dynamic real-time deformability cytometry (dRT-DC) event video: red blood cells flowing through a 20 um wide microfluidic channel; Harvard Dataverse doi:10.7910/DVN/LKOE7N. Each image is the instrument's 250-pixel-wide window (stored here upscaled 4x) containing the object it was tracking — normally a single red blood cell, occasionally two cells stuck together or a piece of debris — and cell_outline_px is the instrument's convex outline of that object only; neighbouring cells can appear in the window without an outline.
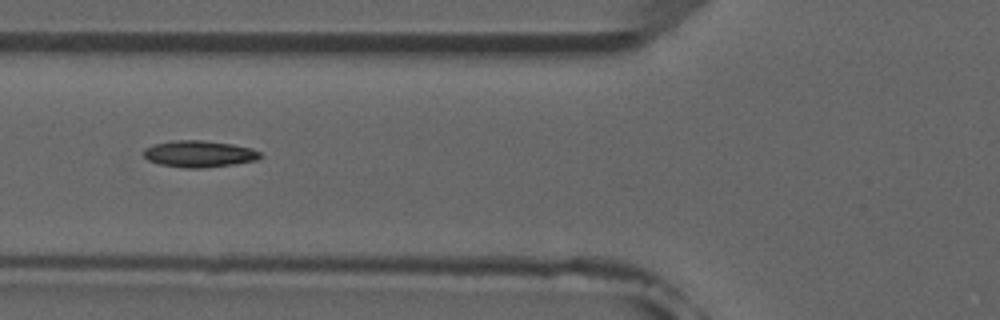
{"species": "common noctule bat (a hibernating species)", "species_latin": "Nyctalus noctula", "temperature_condition": "room temperature", "stored_images_in_passage": 6, "camera_frame_rate_fps": 3000, "um_per_image_px": 0.085, "animal": {"sex": "male", "forearm_length_mm": 52.5}, "frame": {"image": 1, "passage_image": 6, "time_ms": 5.667, "image_size_px": [1000, 320], "cell_outline_px": [[264, 156], [256, 160], [232, 164], [204, 168], [184, 168], [160, 164], [148, 160], [144, 156], [144, 148], [156, 144], [176, 140], [204, 140], [232, 144], [252, 148], [260, 152]], "centroid_in_image_um": [16.95, 13.08], "position_along_channel_um": 108.8, "area_um2": 18.03}}